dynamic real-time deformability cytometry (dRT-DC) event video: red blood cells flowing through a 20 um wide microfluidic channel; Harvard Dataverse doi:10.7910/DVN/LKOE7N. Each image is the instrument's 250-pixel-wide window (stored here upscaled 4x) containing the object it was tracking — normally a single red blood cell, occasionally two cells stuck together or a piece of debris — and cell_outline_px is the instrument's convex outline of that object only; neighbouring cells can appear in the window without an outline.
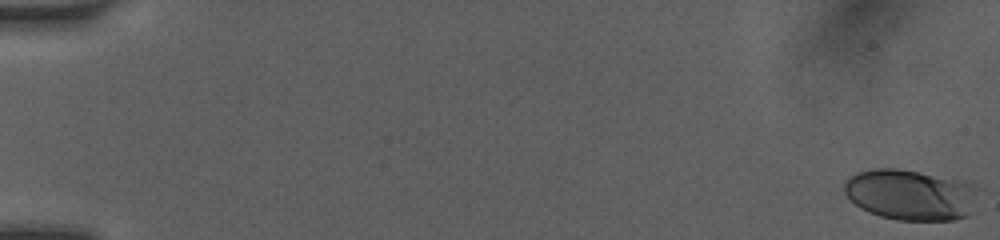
{"species": "human", "species_latin": "Homo sapiens", "temperature_condition": "room temperature", "stored_images_in_passage": 51, "camera_frame_rate_fps": 3000, "um_per_image_px": 0.085, "donor": {"sex": "female"}, "frame": {"image": 1, "passage_image": 1, "time_ms": 0.0, "image_size_px": [1000, 240], "cell_outline_px": [[984, 188], [968, 216], [952, 220], [896, 220], [880, 216], [868, 212], [860, 208], [844, 192], [844, 180], [856, 172], [872, 168], [896, 168], [964, 180], [976, 184]], "centroid_in_image_um": [77.48, 16.54], "position_along_channel_um": 7.5, "area_um2": 40.52}}
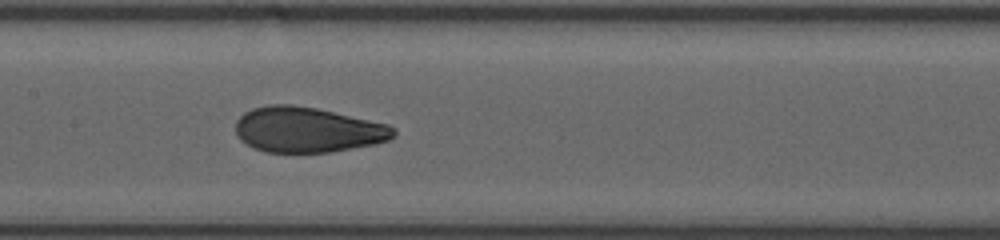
{"frame": {"image": 2, "passage_image": 27, "time_ms": 8.667, "image_size_px": [1000, 240], "cell_outline_px": [[396, 136], [388, 140], [376, 144], [332, 152], [268, 152], [256, 148], [240, 140], [236, 136], [236, 120], [244, 112], [252, 108], [268, 104], [292, 104], [316, 108], [388, 124], [396, 128]], "centroid_in_image_um": [26.15, 11.02], "position_along_channel_um": 181.2, "area_um2": 41.91}}
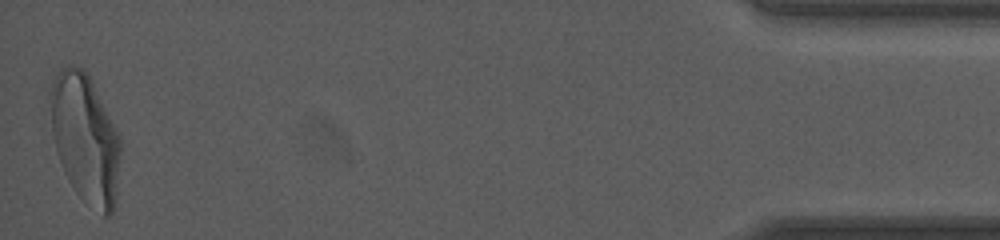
{"frame": {"image": 3, "passage_image": 51, "time_ms": 16.667, "image_size_px": [1000, 240], "cell_outline_px": [[120, 152], [112, 212], [108, 216], [104, 216], [80, 196], [76, 192], [68, 180], [64, 172], [56, 152], [52, 132], [48, 96], [48, 92], [52, 80], [60, 68], [80, 68], [88, 76], [116, 128], [120, 136]], "centroid_in_image_um": [7.19, 11.74], "position_along_channel_um": 428.0, "area_um2": 51.67}, "authors_computed_cell_mechanics": {"area_um2": 41.7894, "velocity_mm_per_s": 4.1114, "shape_relaxation_time_tau1_ms": 4.795, "shape_relaxation_time_tau2_ms": 0.7616, "deformation_change_tau1": 0.2011, "deformation_change_tau2": 0.0602}}